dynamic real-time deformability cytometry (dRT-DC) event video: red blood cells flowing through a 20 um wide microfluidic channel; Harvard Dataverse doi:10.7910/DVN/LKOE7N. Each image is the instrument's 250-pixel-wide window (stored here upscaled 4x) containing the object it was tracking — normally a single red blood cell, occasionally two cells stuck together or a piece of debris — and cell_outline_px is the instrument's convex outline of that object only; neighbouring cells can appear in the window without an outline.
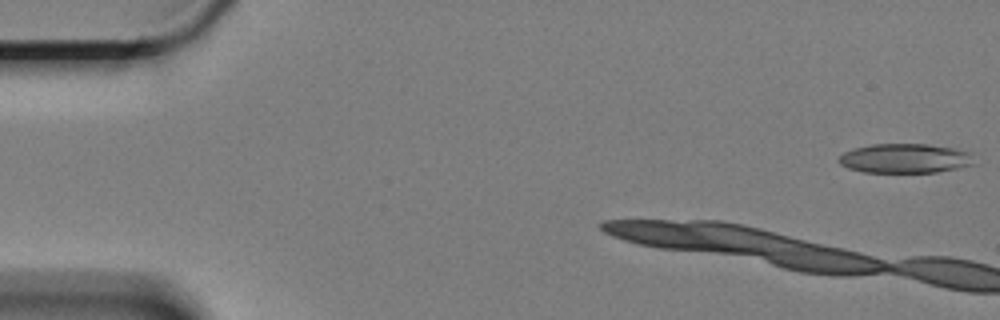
{"species": "Egyptian fruit bat (a non-hibernating species)", "species_latin": "Rousettus aegyptiacus", "temperature_condition": "cold", "stored_images_in_passage": 9, "camera_frame_rate_fps": 3000, "um_per_image_px": 0.085, "animal": {"sex": "female"}, "frame": {"image": 1, "passage_image": 1, "time_ms": 0.0, "image_size_px": [1000, 320], "cell_outline_px": [[972, 164], [956, 168], [936, 172], [864, 172], [848, 168], [840, 164], [836, 160], [844, 152], [856, 148], [872, 144], [928, 144], [956, 148], [968, 152]], "centroid_in_image_um": [76.86, 13.46], "position_along_channel_um": 8.1, "area_um2": 22.89}}